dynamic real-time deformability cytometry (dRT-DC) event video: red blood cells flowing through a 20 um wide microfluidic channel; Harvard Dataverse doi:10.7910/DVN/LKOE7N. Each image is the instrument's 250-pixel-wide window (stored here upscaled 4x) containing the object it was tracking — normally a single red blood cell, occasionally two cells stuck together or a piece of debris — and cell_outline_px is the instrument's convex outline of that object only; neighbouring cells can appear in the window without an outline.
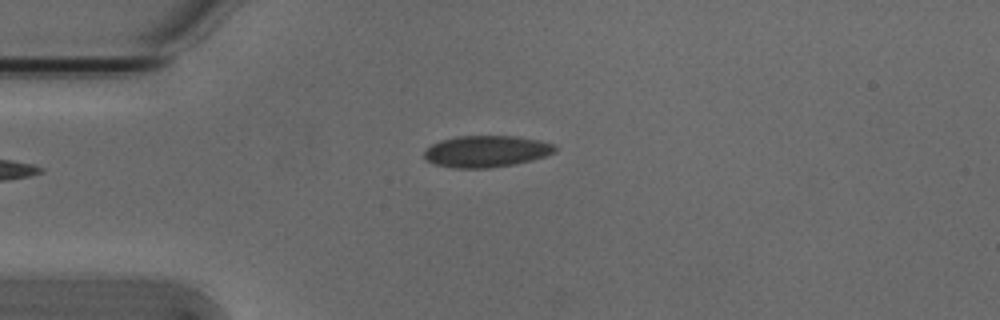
{"species": "Egyptian fruit bat (a non-hibernating species)", "species_latin": "Rousettus aegyptiacus", "temperature_condition": "cold", "stored_images_in_passage": 37, "camera_frame_rate_fps": 3000, "um_per_image_px": 0.085, "animal": {"sex": "male"}, "frame": {"image": 1, "passage_image": 1, "time_ms": 0.0, "image_size_px": [1000, 320], "cell_outline_px": [[556, 152], [532, 160], [516, 164], [488, 168], [452, 168], [436, 164], [424, 160], [424, 152], [432, 144], [440, 140], [456, 136], [516, 136], [540, 140], [556, 144]], "centroid_in_image_um": [41.35, 12.86], "position_along_channel_um": 43.7, "area_um2": 24.28}}
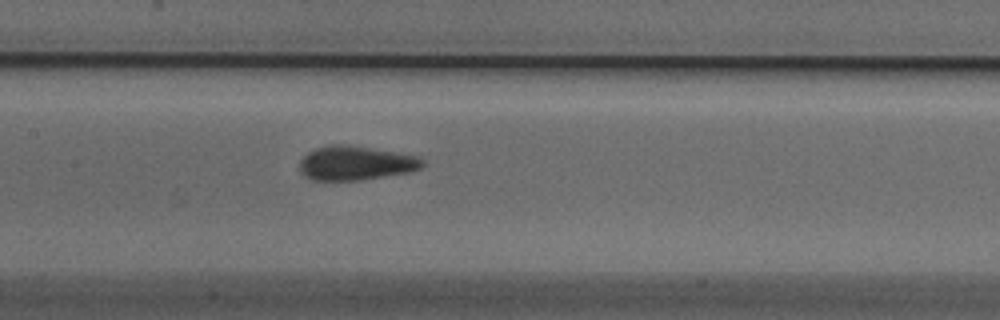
{"frame": {"image": 2, "passage_image": 13, "time_ms": 4.0, "image_size_px": [1000, 320], "cell_outline_px": [[424, 168], [412, 172], [360, 180], [312, 180], [300, 172], [300, 160], [308, 152], [316, 148], [328, 144], [348, 144], [420, 156], [424, 160]], "centroid_in_image_um": [30.28, 13.85], "position_along_channel_um": 177.1, "area_um2": 24.8}}
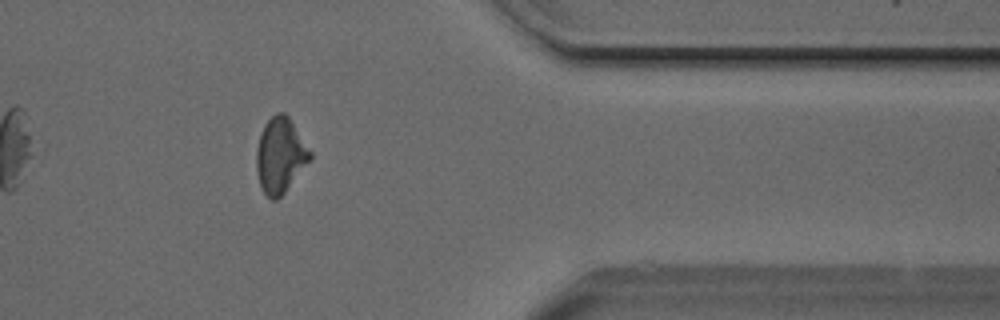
{"frame": {"image": 3, "passage_image": 31, "time_ms": 10.0, "image_size_px": [1000, 320], "cell_outline_px": [[312, 160], [284, 192], [276, 200], [272, 200], [264, 192], [260, 184], [256, 172], [256, 148], [260, 132], [264, 124], [276, 112], [284, 112], [288, 116], [312, 152]], "centroid_in_image_um": [23.82, 13.19], "position_along_channel_um": 387.6, "area_um2": 23.64}, "authors_computed_cell_mechanics": {"area_um2": 23.987, "velocity_mm_per_s": 3.8284, "shape_relaxation_time_tau1_ms": 8.3806, "shape_relaxation_time_tau2_ms": 1.313, "deformation_change_tau1": 0.1402, "deformation_change_tau2": 0.0654}}